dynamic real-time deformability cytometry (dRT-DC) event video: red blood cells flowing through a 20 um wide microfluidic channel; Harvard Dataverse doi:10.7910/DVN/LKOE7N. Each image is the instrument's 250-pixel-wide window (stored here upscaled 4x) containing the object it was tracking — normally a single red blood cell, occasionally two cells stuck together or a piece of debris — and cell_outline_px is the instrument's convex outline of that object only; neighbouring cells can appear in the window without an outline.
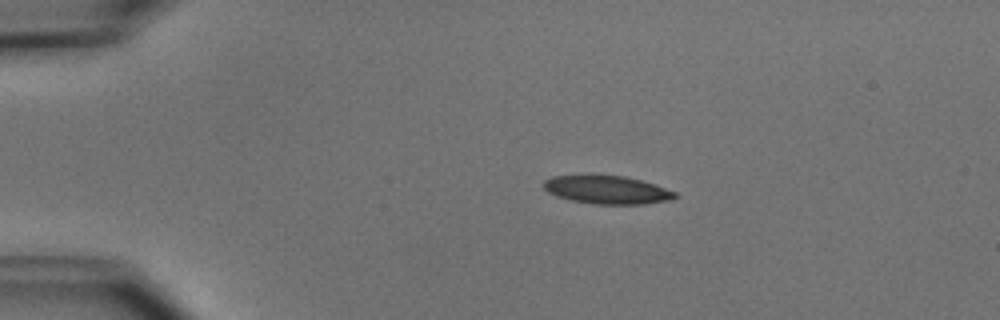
{"species": "common noctule bat (a hibernating species)", "species_latin": "Nyctalus noctula", "temperature_condition": "cold", "stored_images_in_passage": 2, "camera_frame_rate_fps": 3000, "um_per_image_px": 0.085, "animal": {"sex": "male", "body_mass_g": 15.6}, "frame": {"image": 1, "passage_image": 2, "time_ms": 1.333, "image_size_px": [1000, 320], "cell_outline_px": [[680, 196], [672, 200], [644, 204], [596, 204], [572, 200], [556, 196], [548, 192], [544, 188], [544, 180], [552, 176], [624, 176], [656, 184], [676, 192]], "centroid_in_image_um": [51.67, 16.15], "position_along_channel_um": 33.3, "area_um2": 21.44}}